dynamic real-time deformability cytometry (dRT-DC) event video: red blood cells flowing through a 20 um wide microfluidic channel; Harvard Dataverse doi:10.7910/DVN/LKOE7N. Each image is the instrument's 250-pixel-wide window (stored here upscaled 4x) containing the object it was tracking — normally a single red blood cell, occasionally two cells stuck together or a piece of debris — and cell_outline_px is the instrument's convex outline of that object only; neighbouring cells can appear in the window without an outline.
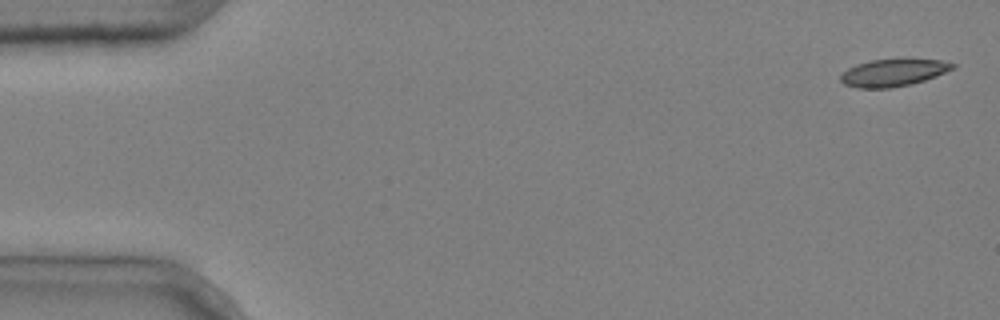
{"species": "common noctule bat (a hibernating species)", "species_latin": "Nyctalus noctula", "temperature_condition": "cold", "stored_images_in_passage": 5, "camera_frame_rate_fps": 3000, "um_per_image_px": 0.085, "animal": {"sex": "male", "body_mass_g": 20.4}, "frame": {"image": 1, "passage_image": 1, "time_ms": 0.0, "image_size_px": [1000, 320], "cell_outline_px": [[956, 68], [936, 76], [924, 80], [892, 88], [856, 88], [844, 84], [840, 80], [840, 76], [848, 68], [856, 64], [872, 60], [908, 56], [940, 60], [956, 64]], "centroid_in_image_um": [75.97, 6.13], "position_along_channel_um": 9.0, "area_um2": 18.5}}
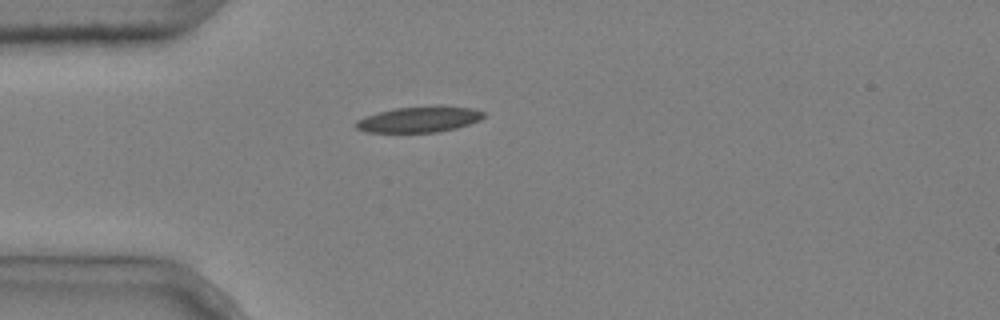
{"frame": {"image": 2, "passage_image": 4, "time_ms": 1.0, "image_size_px": [1000, 320], "cell_outline_px": [[484, 116], [480, 120], [456, 128], [436, 132], [368, 132], [356, 128], [352, 124], [356, 120], [364, 116], [376, 112], [396, 108], [440, 104], [472, 108], [484, 112]], "centroid_in_image_um": [35.61, 10.12], "position_along_channel_um": 49.4, "area_um2": 19.59}}